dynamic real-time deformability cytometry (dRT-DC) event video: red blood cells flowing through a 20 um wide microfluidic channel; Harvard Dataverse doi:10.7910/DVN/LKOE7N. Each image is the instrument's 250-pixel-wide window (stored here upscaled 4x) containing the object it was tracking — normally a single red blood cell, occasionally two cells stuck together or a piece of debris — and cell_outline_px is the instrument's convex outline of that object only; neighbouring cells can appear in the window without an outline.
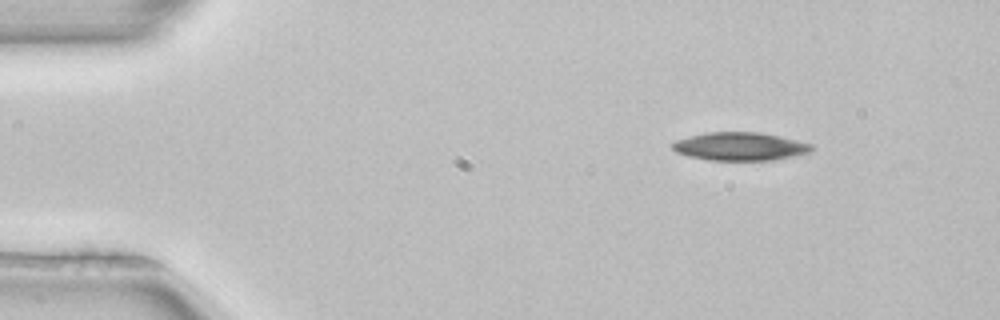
{"species": "common noctule bat (a hibernating species)", "species_latin": "Nyctalus noctula", "temperature_condition": "room temperature", "stored_images_in_passage": 46, "camera_frame_rate_fps": 3000, "um_per_image_px": 0.085, "animal": {"sex": "female", "body_mass_g": 22.7, "forearm_length_mm": 54.2}, "frame": {"image": 1, "passage_image": 1, "time_ms": 0.0, "image_size_px": [1000, 320], "cell_outline_px": [[816, 148], [812, 152], [772, 160], [708, 160], [688, 156], [676, 152], [672, 148], [672, 144], [676, 140], [688, 136], [708, 132], [760, 132], [780, 136], [812, 144]], "centroid_in_image_um": [62.92, 12.44], "position_along_channel_um": 22.1, "area_um2": 22.95}}
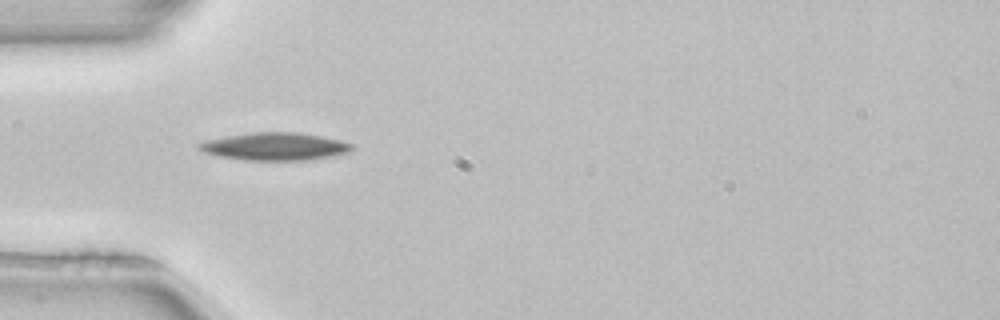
{"frame": {"image": 2, "passage_image": 10, "time_ms": 3.0, "image_size_px": [1000, 320], "cell_outline_px": [[352, 148], [348, 152], [308, 160], [244, 160], [220, 156], [204, 152], [196, 148], [196, 144], [208, 140], [228, 136], [252, 132], [296, 132], [320, 136], [340, 140], [352, 144]], "centroid_in_image_um": [23.33, 12.45], "position_along_channel_um": 61.7, "area_um2": 24.33}}
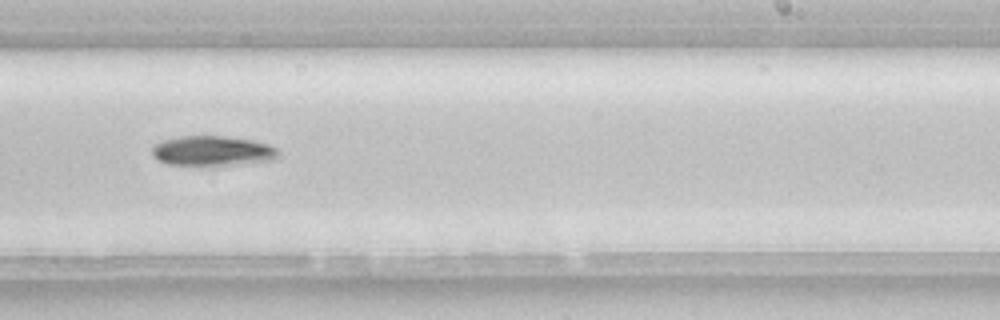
{"frame": {"image": 3, "passage_image": 26, "time_ms": 8.333, "image_size_px": [1000, 320], "cell_outline_px": [[280, 156], [276, 160], [224, 164], [168, 164], [156, 160], [152, 156], [152, 148], [156, 144], [164, 140], [180, 136], [224, 136], [256, 140], [268, 144], [276, 148], [280, 152]], "centroid_in_image_um": [18.09, 12.8], "position_along_channel_um": 270.9, "area_um2": 21.79}, "authors_computed_cell_mechanics": {"area_um2": 23.0622, "velocity_mm_per_s": 3.9689, "shape_relaxation_time_tau1_ms": 1.6004, "shape_relaxation_time_tau2_ms": null, "deformation_change_tau1": 0.0675, "deformation_change_tau2": null}}